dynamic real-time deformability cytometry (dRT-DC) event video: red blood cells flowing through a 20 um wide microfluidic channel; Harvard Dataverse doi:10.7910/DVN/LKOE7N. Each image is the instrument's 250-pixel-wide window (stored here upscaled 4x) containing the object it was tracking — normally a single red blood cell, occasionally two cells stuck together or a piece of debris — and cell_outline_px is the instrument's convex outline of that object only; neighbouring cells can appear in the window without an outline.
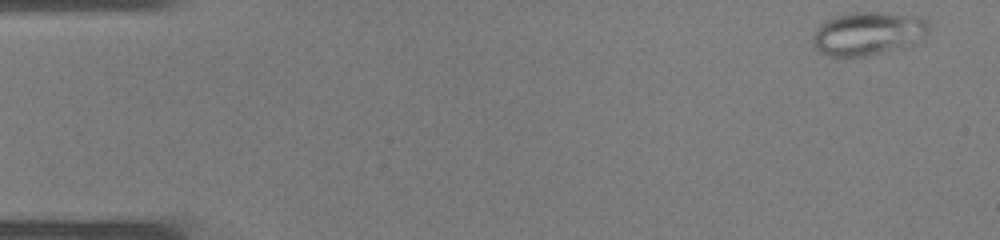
{"species": "common noctule bat (a hibernating species)", "species_latin": "Nyctalus noctula", "temperature_condition": "warm", "stored_images_in_passage": 36, "camera_frame_rate_fps": 3000, "um_per_image_px": 0.085, "animal": {"sex": "male", "body_mass_g": 19.0, "forearm_length_mm": 50.8}, "frame": {"image": 1, "passage_image": 1, "time_ms": 0.0, "image_size_px": [1000, 240], "cell_outline_px": [[932, 24], [928, 32], [912, 44], [904, 48], [864, 56], [828, 56], [820, 52], [812, 44], [812, 32], [824, 20], [836, 16], [852, 12], [884, 12], [920, 16], [928, 20]], "centroid_in_image_um": [73.79, 2.83], "position_along_channel_um": 11.2, "area_um2": 29.82}}
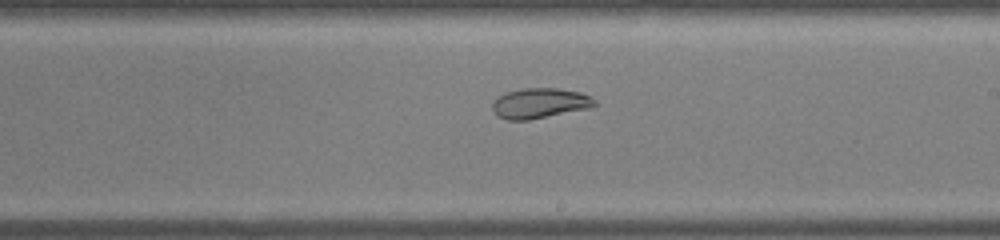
{"frame": {"image": 2, "passage_image": 21, "time_ms": 6.667, "image_size_px": [1000, 240], "cell_outline_px": [[596, 104], [592, 108], [528, 120], [508, 120], [496, 116], [492, 108], [492, 104], [504, 92], [520, 88], [556, 88], [580, 92], [596, 100]], "centroid_in_image_um": [45.88, 8.77], "position_along_channel_um": 243.1, "area_um2": 18.09}}
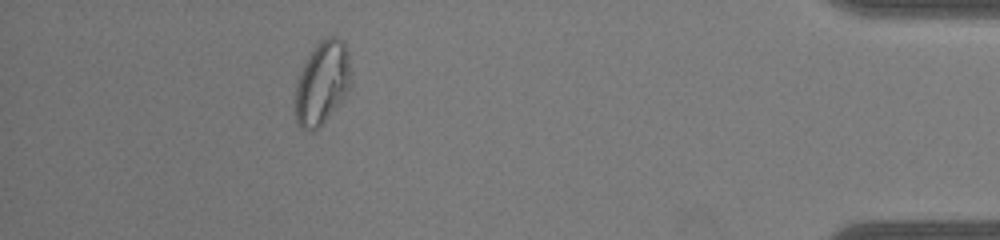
{"frame": {"image": 3, "passage_image": 33, "time_ms": 10.667, "image_size_px": [1000, 240], "cell_outline_px": [[348, 88], [344, 96], [328, 116], [312, 132], [300, 128], [296, 120], [296, 84], [300, 72], [304, 64], [316, 44], [320, 40], [328, 36], [336, 36], [344, 40], [348, 52]], "centroid_in_image_um": [27.35, 7.01], "position_along_channel_um": 407.8, "area_um2": 26.18}}